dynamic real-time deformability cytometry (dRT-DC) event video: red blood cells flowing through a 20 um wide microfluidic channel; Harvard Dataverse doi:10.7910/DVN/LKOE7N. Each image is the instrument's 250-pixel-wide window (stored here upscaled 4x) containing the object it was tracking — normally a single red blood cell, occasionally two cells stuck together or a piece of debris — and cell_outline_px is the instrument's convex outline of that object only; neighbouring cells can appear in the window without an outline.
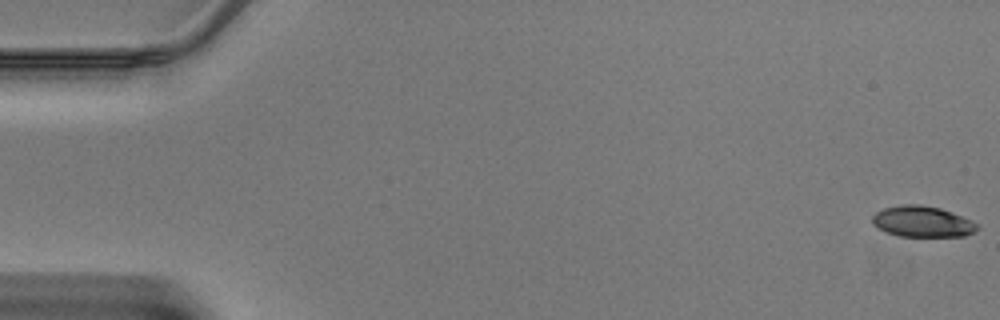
{"species": "Egyptian fruit bat (a non-hibernating species)", "species_latin": "Rousettus aegyptiacus", "temperature_condition": "warm", "stored_images_in_passage": 46, "camera_frame_rate_fps": 3000, "um_per_image_px": 0.085, "animal": {"sex": "male"}, "frame": {"image": 1, "passage_image": 1, "time_ms": 0.0, "image_size_px": [1000, 320], "cell_outline_px": [[980, 228], [976, 232], [964, 236], [900, 236], [884, 232], [876, 228], [872, 224], [872, 216], [876, 212], [884, 208], [900, 204], [920, 204], [940, 208], [952, 212], [980, 224]], "centroid_in_image_um": [78.4, 18.83], "position_along_channel_um": 6.6, "area_um2": 19.25}}
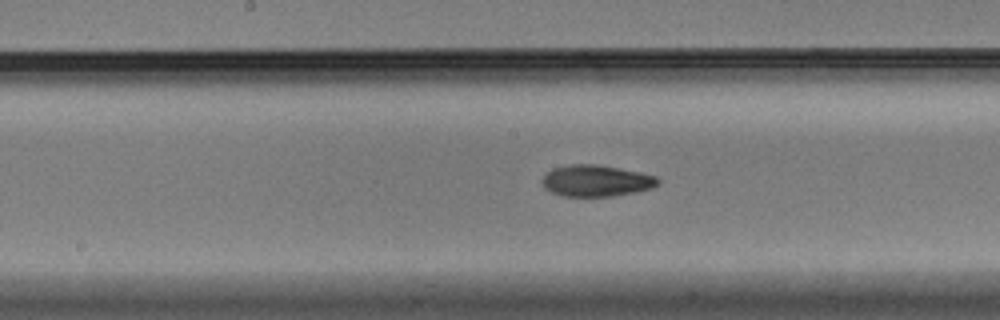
{"frame": {"image": 2, "passage_image": 24, "time_ms": 7.667, "image_size_px": [1000, 320], "cell_outline_px": [[660, 184], [652, 188], [636, 192], [612, 196], [560, 196], [544, 188], [540, 180], [552, 168], [568, 164], [596, 164], [620, 168], [640, 172], [656, 176], [660, 180]], "centroid_in_image_um": [50.67, 15.36], "position_along_channel_um": 197.5, "area_um2": 21.44}}
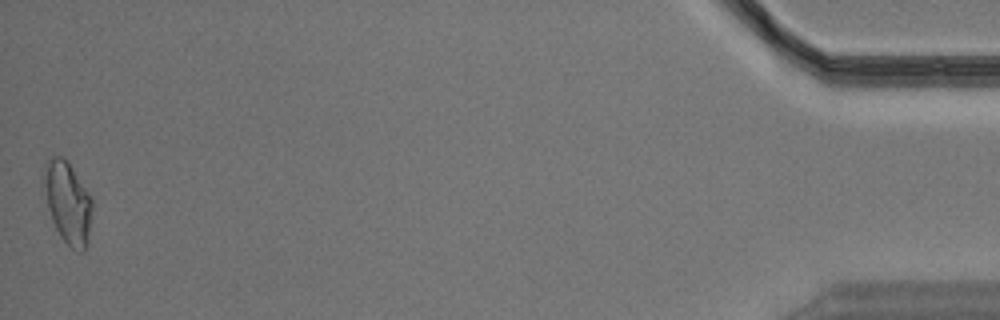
{"frame": {"image": 3, "passage_image": 46, "time_ms": 15.0, "image_size_px": [1000, 320], "cell_outline_px": [[92, 208], [88, 240], [84, 252], [76, 252], [60, 236], [52, 220], [48, 208], [44, 184], [44, 164], [52, 156], [60, 156], [72, 168], [92, 196]], "centroid_in_image_um": [5.78, 17.24], "position_along_channel_um": 429.4, "area_um2": 22.77}}